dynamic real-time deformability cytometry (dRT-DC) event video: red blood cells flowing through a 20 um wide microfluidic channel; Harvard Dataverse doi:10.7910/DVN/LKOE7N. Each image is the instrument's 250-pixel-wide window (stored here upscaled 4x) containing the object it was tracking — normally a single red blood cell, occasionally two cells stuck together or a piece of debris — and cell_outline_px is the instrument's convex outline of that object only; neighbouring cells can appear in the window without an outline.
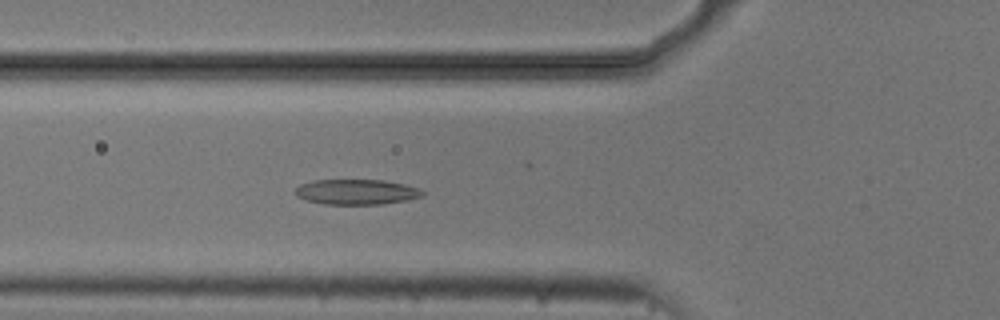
{"species": "common noctule bat (a hibernating species)", "species_latin": "Nyctalus noctula", "temperature_condition": "cold", "stored_images_in_passage": 53, "camera_frame_rate_fps": 3000, "um_per_image_px": 0.085, "animal": {"sex": "male", "body_mass_g": 20.5, "forearm_length_mm": 52.5}, "frame": {"image": 1, "passage_image": 18, "time_ms": 5.667, "image_size_px": [1000, 320], "cell_outline_px": [[424, 196], [408, 200], [384, 204], [324, 204], [304, 200], [296, 196], [296, 188], [300, 184], [312, 180], [384, 180], [404, 184], [420, 188], [424, 192]], "centroid_in_image_um": [30.32, 16.31], "position_along_channel_um": 95.5, "area_um2": 18.9}}
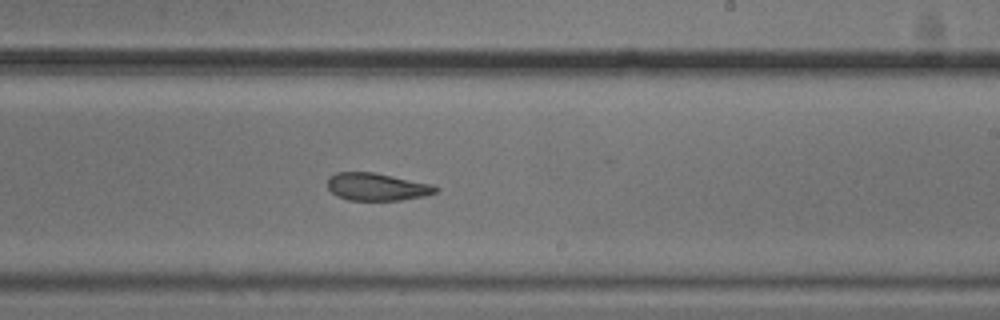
{"frame": {"image": 2, "passage_image": 31, "time_ms": 10.0, "image_size_px": [1000, 320], "cell_outline_px": [[440, 188], [436, 192], [424, 196], [400, 200], [348, 200], [336, 196], [328, 188], [328, 176], [336, 172], [372, 172], [432, 184]], "centroid_in_image_um": [32.01, 15.88], "position_along_channel_um": 257.0, "area_um2": 17.34}}
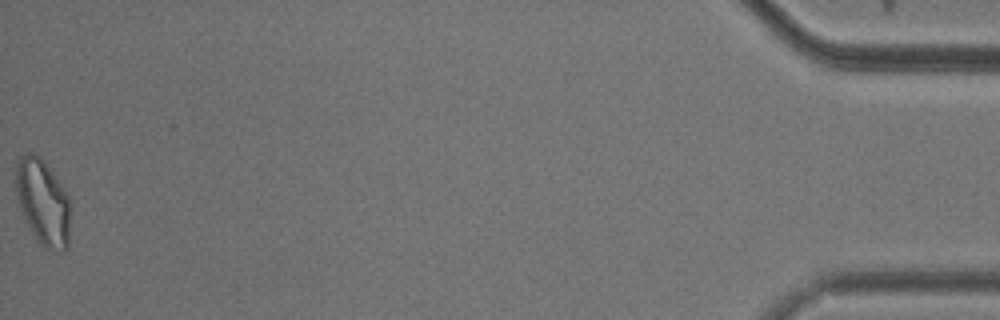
{"frame": {"image": 3, "passage_image": 53, "time_ms": 17.333, "image_size_px": [1000, 320], "cell_outline_px": [[72, 204], [68, 248], [64, 252], [60, 252], [44, 248], [40, 244], [32, 232], [20, 208], [16, 196], [16, 164], [20, 156], [28, 152], [36, 152], [40, 156], [52, 172], [68, 196]], "centroid_in_image_um": [3.68, 17.21], "position_along_channel_um": 431.5, "area_um2": 27.69}, "authors_computed_cell_mechanics": {"area_um2": 19.7676, "velocity_mm_per_s": 3.7084, "shape_relaxation_time_tau1_ms": 9.9708, "shape_relaxation_time_tau2_ms": 3.4211, "deformation_change_tau1": 0.1962, "deformation_change_tau2": 0.1189}}